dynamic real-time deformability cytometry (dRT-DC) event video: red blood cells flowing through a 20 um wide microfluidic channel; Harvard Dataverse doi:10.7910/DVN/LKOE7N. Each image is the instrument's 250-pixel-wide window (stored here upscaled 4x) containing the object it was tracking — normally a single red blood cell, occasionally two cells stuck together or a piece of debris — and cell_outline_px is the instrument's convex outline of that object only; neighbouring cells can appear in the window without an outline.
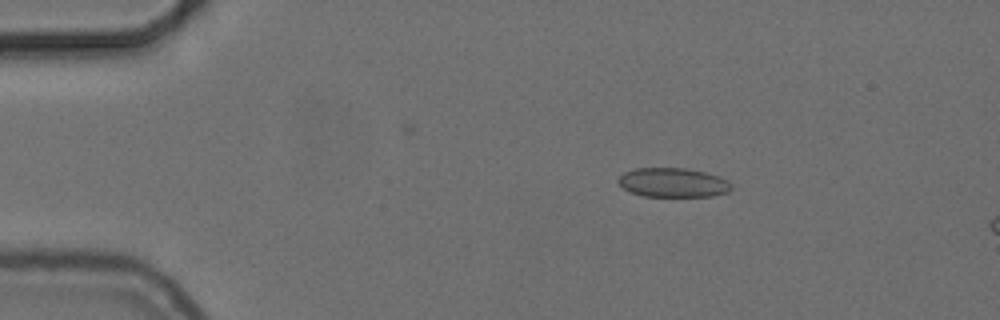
{"species": "common noctule bat (a hibernating species)", "species_latin": "Nyctalus noctula", "temperature_condition": "cold", "stored_images_in_passage": 15, "camera_frame_rate_fps": 3000, "um_per_image_px": 0.085, "animal": {"sex": "female", "body_mass_g": 24.6, "forearm_length_mm": 56.2}, "frame": {"image": 1, "passage_image": 9, "time_ms": 2.667, "image_size_px": [1000, 320], "cell_outline_px": [[732, 188], [728, 192], [712, 196], [644, 196], [632, 192], [624, 188], [616, 180], [624, 172], [636, 168], [684, 168], [704, 172], [720, 176], [728, 180], [732, 184]], "centroid_in_image_um": [57.23, 15.51], "position_along_channel_um": 27.8, "area_um2": 19.25}}